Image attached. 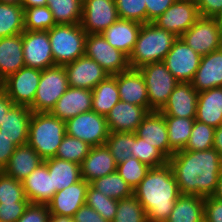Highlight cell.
Returning a JSON list of instances; mask_svg holds the SVG:
<instances>
[{"instance_id": "1", "label": "cell", "mask_w": 222, "mask_h": 222, "mask_svg": "<svg viewBox=\"0 0 222 222\" xmlns=\"http://www.w3.org/2000/svg\"><path fill=\"white\" fill-rule=\"evenodd\" d=\"M181 194L212 196L222 172V157L214 149L181 150L169 159Z\"/></svg>"}, {"instance_id": "2", "label": "cell", "mask_w": 222, "mask_h": 222, "mask_svg": "<svg viewBox=\"0 0 222 222\" xmlns=\"http://www.w3.org/2000/svg\"><path fill=\"white\" fill-rule=\"evenodd\" d=\"M133 195L145 209L148 222H165L181 195L171 165L150 168Z\"/></svg>"}, {"instance_id": "3", "label": "cell", "mask_w": 222, "mask_h": 222, "mask_svg": "<svg viewBox=\"0 0 222 222\" xmlns=\"http://www.w3.org/2000/svg\"><path fill=\"white\" fill-rule=\"evenodd\" d=\"M174 33L159 28L153 22L141 25L136 44L128 57L132 69L163 61L177 40Z\"/></svg>"}, {"instance_id": "4", "label": "cell", "mask_w": 222, "mask_h": 222, "mask_svg": "<svg viewBox=\"0 0 222 222\" xmlns=\"http://www.w3.org/2000/svg\"><path fill=\"white\" fill-rule=\"evenodd\" d=\"M66 134L65 122L50 112H33L28 132V142L43 160L56 156Z\"/></svg>"}, {"instance_id": "5", "label": "cell", "mask_w": 222, "mask_h": 222, "mask_svg": "<svg viewBox=\"0 0 222 222\" xmlns=\"http://www.w3.org/2000/svg\"><path fill=\"white\" fill-rule=\"evenodd\" d=\"M55 65H65L85 55L87 33L81 24H56L48 30Z\"/></svg>"}, {"instance_id": "6", "label": "cell", "mask_w": 222, "mask_h": 222, "mask_svg": "<svg viewBox=\"0 0 222 222\" xmlns=\"http://www.w3.org/2000/svg\"><path fill=\"white\" fill-rule=\"evenodd\" d=\"M139 70L147 87L149 112L160 111L179 82L170 73L163 61L146 64Z\"/></svg>"}, {"instance_id": "7", "label": "cell", "mask_w": 222, "mask_h": 222, "mask_svg": "<svg viewBox=\"0 0 222 222\" xmlns=\"http://www.w3.org/2000/svg\"><path fill=\"white\" fill-rule=\"evenodd\" d=\"M68 79L63 65H54L42 70L32 112H50L59 98L68 89Z\"/></svg>"}, {"instance_id": "8", "label": "cell", "mask_w": 222, "mask_h": 222, "mask_svg": "<svg viewBox=\"0 0 222 222\" xmlns=\"http://www.w3.org/2000/svg\"><path fill=\"white\" fill-rule=\"evenodd\" d=\"M66 134L80 139L91 147L105 145L109 129L105 116L95 111L80 113L65 122Z\"/></svg>"}, {"instance_id": "9", "label": "cell", "mask_w": 222, "mask_h": 222, "mask_svg": "<svg viewBox=\"0 0 222 222\" xmlns=\"http://www.w3.org/2000/svg\"><path fill=\"white\" fill-rule=\"evenodd\" d=\"M180 38L201 56L222 48V28L211 17H200Z\"/></svg>"}, {"instance_id": "10", "label": "cell", "mask_w": 222, "mask_h": 222, "mask_svg": "<svg viewBox=\"0 0 222 222\" xmlns=\"http://www.w3.org/2000/svg\"><path fill=\"white\" fill-rule=\"evenodd\" d=\"M85 55L96 61L109 75H116L130 68L128 56L112 47L102 34H87Z\"/></svg>"}, {"instance_id": "11", "label": "cell", "mask_w": 222, "mask_h": 222, "mask_svg": "<svg viewBox=\"0 0 222 222\" xmlns=\"http://www.w3.org/2000/svg\"><path fill=\"white\" fill-rule=\"evenodd\" d=\"M41 75V70L24 66L3 80L1 88L14 105L30 107L34 102Z\"/></svg>"}, {"instance_id": "12", "label": "cell", "mask_w": 222, "mask_h": 222, "mask_svg": "<svg viewBox=\"0 0 222 222\" xmlns=\"http://www.w3.org/2000/svg\"><path fill=\"white\" fill-rule=\"evenodd\" d=\"M201 58V55L178 37L163 62L178 82H191L200 65Z\"/></svg>"}, {"instance_id": "13", "label": "cell", "mask_w": 222, "mask_h": 222, "mask_svg": "<svg viewBox=\"0 0 222 222\" xmlns=\"http://www.w3.org/2000/svg\"><path fill=\"white\" fill-rule=\"evenodd\" d=\"M200 18L195 0H176L153 23L180 37Z\"/></svg>"}, {"instance_id": "14", "label": "cell", "mask_w": 222, "mask_h": 222, "mask_svg": "<svg viewBox=\"0 0 222 222\" xmlns=\"http://www.w3.org/2000/svg\"><path fill=\"white\" fill-rule=\"evenodd\" d=\"M118 19L115 0H83L80 24L87 34H101Z\"/></svg>"}, {"instance_id": "15", "label": "cell", "mask_w": 222, "mask_h": 222, "mask_svg": "<svg viewBox=\"0 0 222 222\" xmlns=\"http://www.w3.org/2000/svg\"><path fill=\"white\" fill-rule=\"evenodd\" d=\"M23 58L26 67L41 71L55 65L48 31L23 32Z\"/></svg>"}, {"instance_id": "16", "label": "cell", "mask_w": 222, "mask_h": 222, "mask_svg": "<svg viewBox=\"0 0 222 222\" xmlns=\"http://www.w3.org/2000/svg\"><path fill=\"white\" fill-rule=\"evenodd\" d=\"M64 68L67 74L68 85L74 88L92 90L99 82L109 76L96 61L86 55L65 64Z\"/></svg>"}, {"instance_id": "17", "label": "cell", "mask_w": 222, "mask_h": 222, "mask_svg": "<svg viewBox=\"0 0 222 222\" xmlns=\"http://www.w3.org/2000/svg\"><path fill=\"white\" fill-rule=\"evenodd\" d=\"M89 184L81 178L71 186L57 191L47 204L50 215L73 217L76 211L86 204Z\"/></svg>"}, {"instance_id": "18", "label": "cell", "mask_w": 222, "mask_h": 222, "mask_svg": "<svg viewBox=\"0 0 222 222\" xmlns=\"http://www.w3.org/2000/svg\"><path fill=\"white\" fill-rule=\"evenodd\" d=\"M198 96L191 82H179L160 112L163 116L196 118Z\"/></svg>"}, {"instance_id": "19", "label": "cell", "mask_w": 222, "mask_h": 222, "mask_svg": "<svg viewBox=\"0 0 222 222\" xmlns=\"http://www.w3.org/2000/svg\"><path fill=\"white\" fill-rule=\"evenodd\" d=\"M148 113L149 111L143 106L120 100L105 117L109 132L135 133Z\"/></svg>"}, {"instance_id": "20", "label": "cell", "mask_w": 222, "mask_h": 222, "mask_svg": "<svg viewBox=\"0 0 222 222\" xmlns=\"http://www.w3.org/2000/svg\"><path fill=\"white\" fill-rule=\"evenodd\" d=\"M92 111V90L68 87L50 113L66 122L80 113Z\"/></svg>"}, {"instance_id": "21", "label": "cell", "mask_w": 222, "mask_h": 222, "mask_svg": "<svg viewBox=\"0 0 222 222\" xmlns=\"http://www.w3.org/2000/svg\"><path fill=\"white\" fill-rule=\"evenodd\" d=\"M113 76L117 81L121 101L143 106L149 111L147 87L139 69L129 68Z\"/></svg>"}, {"instance_id": "22", "label": "cell", "mask_w": 222, "mask_h": 222, "mask_svg": "<svg viewBox=\"0 0 222 222\" xmlns=\"http://www.w3.org/2000/svg\"><path fill=\"white\" fill-rule=\"evenodd\" d=\"M136 136L157 148L167 159L170 158V145L165 117L160 111L149 112L135 131Z\"/></svg>"}, {"instance_id": "23", "label": "cell", "mask_w": 222, "mask_h": 222, "mask_svg": "<svg viewBox=\"0 0 222 222\" xmlns=\"http://www.w3.org/2000/svg\"><path fill=\"white\" fill-rule=\"evenodd\" d=\"M191 85L198 93L222 87V48L202 56Z\"/></svg>"}, {"instance_id": "24", "label": "cell", "mask_w": 222, "mask_h": 222, "mask_svg": "<svg viewBox=\"0 0 222 222\" xmlns=\"http://www.w3.org/2000/svg\"><path fill=\"white\" fill-rule=\"evenodd\" d=\"M32 114L33 112L27 106L13 105L5 114L0 132L11 139L16 146L27 144Z\"/></svg>"}, {"instance_id": "25", "label": "cell", "mask_w": 222, "mask_h": 222, "mask_svg": "<svg viewBox=\"0 0 222 222\" xmlns=\"http://www.w3.org/2000/svg\"><path fill=\"white\" fill-rule=\"evenodd\" d=\"M22 184L25 196L30 203L47 205L55 194L52 175L49 174L45 162L32 171Z\"/></svg>"}, {"instance_id": "26", "label": "cell", "mask_w": 222, "mask_h": 222, "mask_svg": "<svg viewBox=\"0 0 222 222\" xmlns=\"http://www.w3.org/2000/svg\"><path fill=\"white\" fill-rule=\"evenodd\" d=\"M117 164L106 145L91 147L80 165L81 178L91 183L93 180L116 171Z\"/></svg>"}, {"instance_id": "27", "label": "cell", "mask_w": 222, "mask_h": 222, "mask_svg": "<svg viewBox=\"0 0 222 222\" xmlns=\"http://www.w3.org/2000/svg\"><path fill=\"white\" fill-rule=\"evenodd\" d=\"M141 25L136 21L118 19L101 34L112 47L129 57L136 44Z\"/></svg>"}, {"instance_id": "28", "label": "cell", "mask_w": 222, "mask_h": 222, "mask_svg": "<svg viewBox=\"0 0 222 222\" xmlns=\"http://www.w3.org/2000/svg\"><path fill=\"white\" fill-rule=\"evenodd\" d=\"M24 66L23 33L0 38V79L5 80Z\"/></svg>"}, {"instance_id": "29", "label": "cell", "mask_w": 222, "mask_h": 222, "mask_svg": "<svg viewBox=\"0 0 222 222\" xmlns=\"http://www.w3.org/2000/svg\"><path fill=\"white\" fill-rule=\"evenodd\" d=\"M44 160L28 144L16 146L7 166L2 170L7 176L22 182Z\"/></svg>"}, {"instance_id": "30", "label": "cell", "mask_w": 222, "mask_h": 222, "mask_svg": "<svg viewBox=\"0 0 222 222\" xmlns=\"http://www.w3.org/2000/svg\"><path fill=\"white\" fill-rule=\"evenodd\" d=\"M195 120L214 128L222 124V87L199 92Z\"/></svg>"}, {"instance_id": "31", "label": "cell", "mask_w": 222, "mask_h": 222, "mask_svg": "<svg viewBox=\"0 0 222 222\" xmlns=\"http://www.w3.org/2000/svg\"><path fill=\"white\" fill-rule=\"evenodd\" d=\"M165 222H204V197L181 194Z\"/></svg>"}, {"instance_id": "32", "label": "cell", "mask_w": 222, "mask_h": 222, "mask_svg": "<svg viewBox=\"0 0 222 222\" xmlns=\"http://www.w3.org/2000/svg\"><path fill=\"white\" fill-rule=\"evenodd\" d=\"M44 162L47 164L49 174L52 175L55 193L81 179L80 165L77 163L56 157L46 159Z\"/></svg>"}, {"instance_id": "33", "label": "cell", "mask_w": 222, "mask_h": 222, "mask_svg": "<svg viewBox=\"0 0 222 222\" xmlns=\"http://www.w3.org/2000/svg\"><path fill=\"white\" fill-rule=\"evenodd\" d=\"M120 101L116 78L109 75L92 89V111L105 116Z\"/></svg>"}, {"instance_id": "34", "label": "cell", "mask_w": 222, "mask_h": 222, "mask_svg": "<svg viewBox=\"0 0 222 222\" xmlns=\"http://www.w3.org/2000/svg\"><path fill=\"white\" fill-rule=\"evenodd\" d=\"M168 131L170 157L178 151L184 150L189 141L193 123L196 118L164 116Z\"/></svg>"}, {"instance_id": "35", "label": "cell", "mask_w": 222, "mask_h": 222, "mask_svg": "<svg viewBox=\"0 0 222 222\" xmlns=\"http://www.w3.org/2000/svg\"><path fill=\"white\" fill-rule=\"evenodd\" d=\"M83 0H47L56 24H80Z\"/></svg>"}, {"instance_id": "36", "label": "cell", "mask_w": 222, "mask_h": 222, "mask_svg": "<svg viewBox=\"0 0 222 222\" xmlns=\"http://www.w3.org/2000/svg\"><path fill=\"white\" fill-rule=\"evenodd\" d=\"M24 31L23 7L0 2V38L21 34Z\"/></svg>"}, {"instance_id": "37", "label": "cell", "mask_w": 222, "mask_h": 222, "mask_svg": "<svg viewBox=\"0 0 222 222\" xmlns=\"http://www.w3.org/2000/svg\"><path fill=\"white\" fill-rule=\"evenodd\" d=\"M90 185L97 191L118 201L133 195L132 188L117 171L93 180Z\"/></svg>"}, {"instance_id": "38", "label": "cell", "mask_w": 222, "mask_h": 222, "mask_svg": "<svg viewBox=\"0 0 222 222\" xmlns=\"http://www.w3.org/2000/svg\"><path fill=\"white\" fill-rule=\"evenodd\" d=\"M105 145L110 150L116 164L133 157L131 151L134 148V133L109 132Z\"/></svg>"}, {"instance_id": "39", "label": "cell", "mask_w": 222, "mask_h": 222, "mask_svg": "<svg viewBox=\"0 0 222 222\" xmlns=\"http://www.w3.org/2000/svg\"><path fill=\"white\" fill-rule=\"evenodd\" d=\"M90 149L91 146L86 142L65 134L57 149L55 157L81 165Z\"/></svg>"}, {"instance_id": "40", "label": "cell", "mask_w": 222, "mask_h": 222, "mask_svg": "<svg viewBox=\"0 0 222 222\" xmlns=\"http://www.w3.org/2000/svg\"><path fill=\"white\" fill-rule=\"evenodd\" d=\"M86 204L97 211L108 222H112L115 219L118 200L104 195L90 184L87 188Z\"/></svg>"}, {"instance_id": "41", "label": "cell", "mask_w": 222, "mask_h": 222, "mask_svg": "<svg viewBox=\"0 0 222 222\" xmlns=\"http://www.w3.org/2000/svg\"><path fill=\"white\" fill-rule=\"evenodd\" d=\"M112 222H148V220L142 204L132 195L118 201L117 212Z\"/></svg>"}, {"instance_id": "42", "label": "cell", "mask_w": 222, "mask_h": 222, "mask_svg": "<svg viewBox=\"0 0 222 222\" xmlns=\"http://www.w3.org/2000/svg\"><path fill=\"white\" fill-rule=\"evenodd\" d=\"M56 23L48 6L24 9V27L29 31H48Z\"/></svg>"}, {"instance_id": "43", "label": "cell", "mask_w": 222, "mask_h": 222, "mask_svg": "<svg viewBox=\"0 0 222 222\" xmlns=\"http://www.w3.org/2000/svg\"><path fill=\"white\" fill-rule=\"evenodd\" d=\"M132 156L148 167H158L168 162V159L154 146L134 133V148Z\"/></svg>"}, {"instance_id": "44", "label": "cell", "mask_w": 222, "mask_h": 222, "mask_svg": "<svg viewBox=\"0 0 222 222\" xmlns=\"http://www.w3.org/2000/svg\"><path fill=\"white\" fill-rule=\"evenodd\" d=\"M215 128L197 120L193 123L191 135L184 150L205 151L213 148Z\"/></svg>"}, {"instance_id": "45", "label": "cell", "mask_w": 222, "mask_h": 222, "mask_svg": "<svg viewBox=\"0 0 222 222\" xmlns=\"http://www.w3.org/2000/svg\"><path fill=\"white\" fill-rule=\"evenodd\" d=\"M150 169L146 164L140 162L137 158L131 157L126 161L117 164V173L134 190L145 177Z\"/></svg>"}, {"instance_id": "46", "label": "cell", "mask_w": 222, "mask_h": 222, "mask_svg": "<svg viewBox=\"0 0 222 222\" xmlns=\"http://www.w3.org/2000/svg\"><path fill=\"white\" fill-rule=\"evenodd\" d=\"M119 19L147 23L145 0H115Z\"/></svg>"}, {"instance_id": "47", "label": "cell", "mask_w": 222, "mask_h": 222, "mask_svg": "<svg viewBox=\"0 0 222 222\" xmlns=\"http://www.w3.org/2000/svg\"><path fill=\"white\" fill-rule=\"evenodd\" d=\"M30 202L24 192L23 184L3 171L0 174V203Z\"/></svg>"}, {"instance_id": "48", "label": "cell", "mask_w": 222, "mask_h": 222, "mask_svg": "<svg viewBox=\"0 0 222 222\" xmlns=\"http://www.w3.org/2000/svg\"><path fill=\"white\" fill-rule=\"evenodd\" d=\"M30 202L0 203V222H17Z\"/></svg>"}, {"instance_id": "49", "label": "cell", "mask_w": 222, "mask_h": 222, "mask_svg": "<svg viewBox=\"0 0 222 222\" xmlns=\"http://www.w3.org/2000/svg\"><path fill=\"white\" fill-rule=\"evenodd\" d=\"M50 216L46 204L30 203L17 222H49Z\"/></svg>"}, {"instance_id": "50", "label": "cell", "mask_w": 222, "mask_h": 222, "mask_svg": "<svg viewBox=\"0 0 222 222\" xmlns=\"http://www.w3.org/2000/svg\"><path fill=\"white\" fill-rule=\"evenodd\" d=\"M204 222H222V201L204 197Z\"/></svg>"}, {"instance_id": "51", "label": "cell", "mask_w": 222, "mask_h": 222, "mask_svg": "<svg viewBox=\"0 0 222 222\" xmlns=\"http://www.w3.org/2000/svg\"><path fill=\"white\" fill-rule=\"evenodd\" d=\"M176 0H145L147 9V23L154 22Z\"/></svg>"}, {"instance_id": "52", "label": "cell", "mask_w": 222, "mask_h": 222, "mask_svg": "<svg viewBox=\"0 0 222 222\" xmlns=\"http://www.w3.org/2000/svg\"><path fill=\"white\" fill-rule=\"evenodd\" d=\"M72 218L74 222H108L87 204L82 205Z\"/></svg>"}, {"instance_id": "53", "label": "cell", "mask_w": 222, "mask_h": 222, "mask_svg": "<svg viewBox=\"0 0 222 222\" xmlns=\"http://www.w3.org/2000/svg\"><path fill=\"white\" fill-rule=\"evenodd\" d=\"M200 17L214 18L222 9V0H196Z\"/></svg>"}, {"instance_id": "54", "label": "cell", "mask_w": 222, "mask_h": 222, "mask_svg": "<svg viewBox=\"0 0 222 222\" xmlns=\"http://www.w3.org/2000/svg\"><path fill=\"white\" fill-rule=\"evenodd\" d=\"M16 145L0 132V169L3 170L11 155L14 153Z\"/></svg>"}, {"instance_id": "55", "label": "cell", "mask_w": 222, "mask_h": 222, "mask_svg": "<svg viewBox=\"0 0 222 222\" xmlns=\"http://www.w3.org/2000/svg\"><path fill=\"white\" fill-rule=\"evenodd\" d=\"M14 105L7 93L0 88V125L2 124L6 112Z\"/></svg>"}, {"instance_id": "56", "label": "cell", "mask_w": 222, "mask_h": 222, "mask_svg": "<svg viewBox=\"0 0 222 222\" xmlns=\"http://www.w3.org/2000/svg\"><path fill=\"white\" fill-rule=\"evenodd\" d=\"M213 148L222 157V124L218 128H215Z\"/></svg>"}, {"instance_id": "57", "label": "cell", "mask_w": 222, "mask_h": 222, "mask_svg": "<svg viewBox=\"0 0 222 222\" xmlns=\"http://www.w3.org/2000/svg\"><path fill=\"white\" fill-rule=\"evenodd\" d=\"M21 6L23 9L47 6V0H23Z\"/></svg>"}, {"instance_id": "58", "label": "cell", "mask_w": 222, "mask_h": 222, "mask_svg": "<svg viewBox=\"0 0 222 222\" xmlns=\"http://www.w3.org/2000/svg\"><path fill=\"white\" fill-rule=\"evenodd\" d=\"M212 197H214L217 200L222 201V172L220 173L218 177L217 187Z\"/></svg>"}, {"instance_id": "59", "label": "cell", "mask_w": 222, "mask_h": 222, "mask_svg": "<svg viewBox=\"0 0 222 222\" xmlns=\"http://www.w3.org/2000/svg\"><path fill=\"white\" fill-rule=\"evenodd\" d=\"M49 222H74L72 217L51 215Z\"/></svg>"}, {"instance_id": "60", "label": "cell", "mask_w": 222, "mask_h": 222, "mask_svg": "<svg viewBox=\"0 0 222 222\" xmlns=\"http://www.w3.org/2000/svg\"><path fill=\"white\" fill-rule=\"evenodd\" d=\"M23 0H0L2 3L10 4V5H19L21 6Z\"/></svg>"}, {"instance_id": "61", "label": "cell", "mask_w": 222, "mask_h": 222, "mask_svg": "<svg viewBox=\"0 0 222 222\" xmlns=\"http://www.w3.org/2000/svg\"><path fill=\"white\" fill-rule=\"evenodd\" d=\"M214 19L217 21V23L222 28V9L218 12V14L214 17Z\"/></svg>"}]
</instances>
